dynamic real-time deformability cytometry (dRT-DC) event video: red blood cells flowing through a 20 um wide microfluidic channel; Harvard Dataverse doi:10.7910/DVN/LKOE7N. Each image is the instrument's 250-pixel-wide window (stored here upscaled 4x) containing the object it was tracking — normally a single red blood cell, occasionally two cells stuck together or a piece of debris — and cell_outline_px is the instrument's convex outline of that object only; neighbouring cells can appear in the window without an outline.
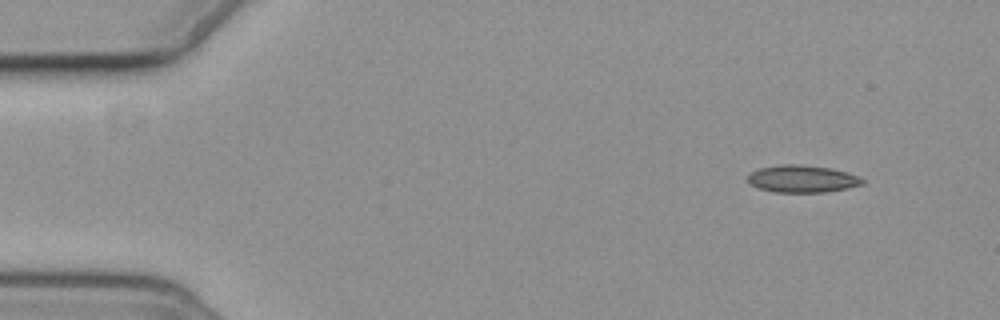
{"species": "common noctule bat (a hibernating species)", "species_latin": "Nyctalus noctula", "temperature_condition": "cold", "stored_images_in_passage": 4, "camera_frame_rate_fps": 3000, "um_per_image_px": 0.085, "animal": {"sex": "female", "body_mass_g": 19.3, "forearm_length_mm": 54.1}, "frame": {"image": 1, "passage_image": 1, "time_ms": 0.0, "image_size_px": [1000, 320], "cell_outline_px": [[864, 184], [848, 188], [824, 192], [776, 192], [760, 188], [752, 184], [748, 180], [748, 176], [752, 172], [760, 168], [780, 164], [804, 164], [832, 168], [848, 172], [860, 176], [864, 180]], "centroid_in_image_um": [68.26, 15.19], "position_along_channel_um": 16.7, "area_um2": 18.26}}
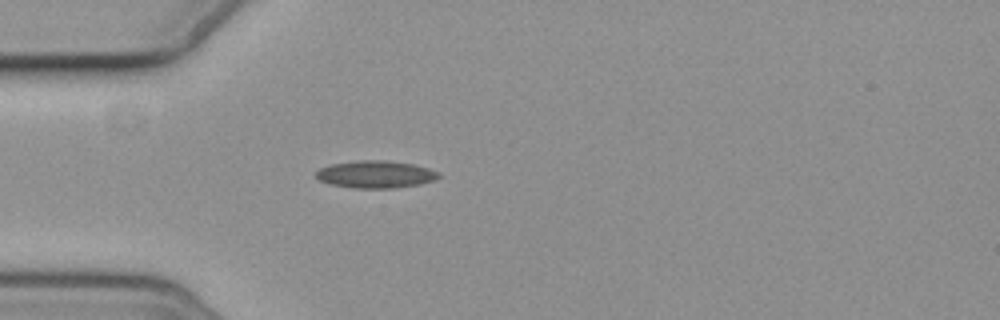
{"frame": {"image": 2, "passage_image": 4, "time_ms": 3.667, "image_size_px": [1000, 320], "cell_outline_px": [[440, 176], [436, 180], [420, 184], [392, 188], [352, 188], [332, 184], [320, 180], [316, 176], [316, 172], [320, 168], [332, 164], [356, 160], [384, 160], [412, 164], [428, 168], [440, 172]], "centroid_in_image_um": [31.95, 14.82], "position_along_channel_um": 53.0, "area_um2": 19.48}}